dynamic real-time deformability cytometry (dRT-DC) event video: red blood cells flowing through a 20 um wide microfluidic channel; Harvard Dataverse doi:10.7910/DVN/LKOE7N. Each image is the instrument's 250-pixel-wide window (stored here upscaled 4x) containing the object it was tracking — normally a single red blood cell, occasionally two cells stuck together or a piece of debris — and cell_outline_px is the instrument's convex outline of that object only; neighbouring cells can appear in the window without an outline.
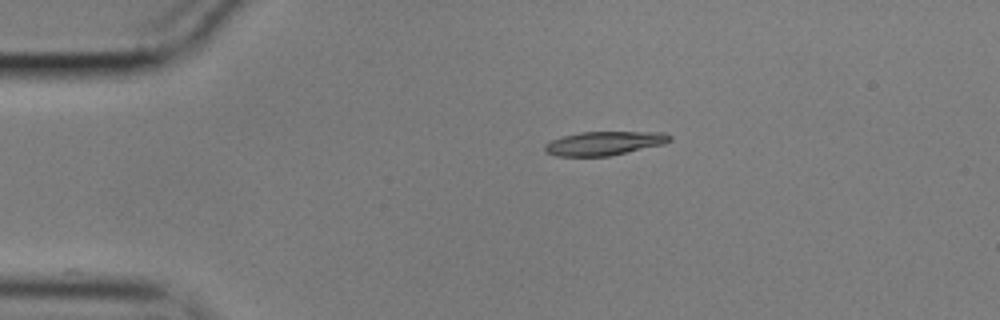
{"species": "common noctule bat (a hibernating species)", "species_latin": "Nyctalus noctula", "temperature_condition": "cold", "stored_images_in_passage": 46, "camera_frame_rate_fps": 3000, "um_per_image_px": 0.085, "animal": {"sex": "male", "body_mass_g": 17.9}, "frame": {"image": 1, "passage_image": 1, "time_ms": 0.0, "image_size_px": [1000, 320], "cell_outline_px": [[672, 140], [664, 144], [608, 156], [556, 156], [544, 152], [544, 144], [552, 140], [564, 136], [580, 132], [664, 132], [672, 136]], "centroid_in_image_um": [51.36, 12.18], "position_along_channel_um": 33.6, "area_um2": 17.34}}
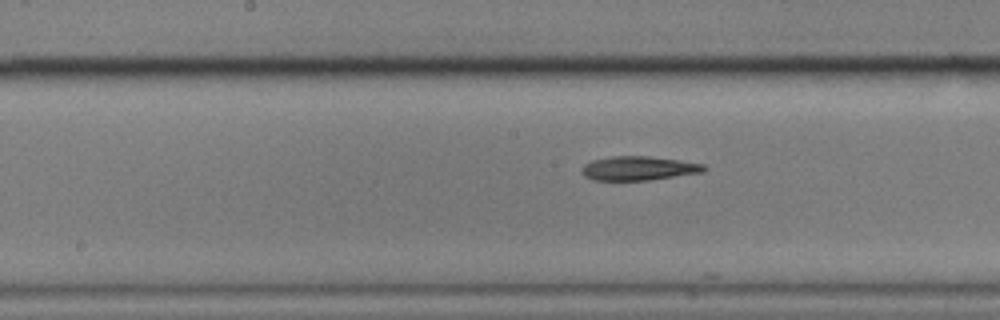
{"frame": {"image": 2, "passage_image": 18, "time_ms": 5.667, "image_size_px": [1000, 320], "cell_outline_px": [[708, 168], [704, 172], [648, 180], [592, 180], [584, 176], [580, 172], [580, 168], [584, 164], [592, 160], [612, 156], [648, 156], [704, 164]], "centroid_in_image_um": [54.24, 14.31], "position_along_channel_um": 194.0, "area_um2": 17.17}}
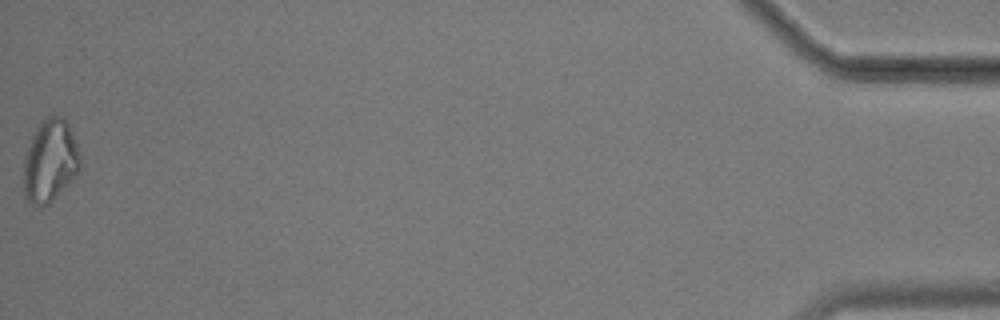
{"frame": {"image": 3, "passage_image": 46, "time_ms": 15.0, "image_size_px": [1000, 320], "cell_outline_px": [[80, 168], [76, 176], [48, 204], [40, 208], [28, 204], [24, 200], [24, 156], [28, 144], [36, 128], [44, 116], [64, 116], [68, 124], [80, 152]], "centroid_in_image_um": [4.23, 13.69], "position_along_channel_um": 431.0, "area_um2": 27.57}, "authors_computed_cell_mechanics": {"area_um2": 17.8024, "velocity_mm_per_s": 3.5484, "shape_relaxation_time_tau1_ms": 4.4314, "shape_relaxation_time_tau2_ms": 8.3218, "deformation_change_tau1": 0.1544, "deformation_change_tau2": 0.1982}}